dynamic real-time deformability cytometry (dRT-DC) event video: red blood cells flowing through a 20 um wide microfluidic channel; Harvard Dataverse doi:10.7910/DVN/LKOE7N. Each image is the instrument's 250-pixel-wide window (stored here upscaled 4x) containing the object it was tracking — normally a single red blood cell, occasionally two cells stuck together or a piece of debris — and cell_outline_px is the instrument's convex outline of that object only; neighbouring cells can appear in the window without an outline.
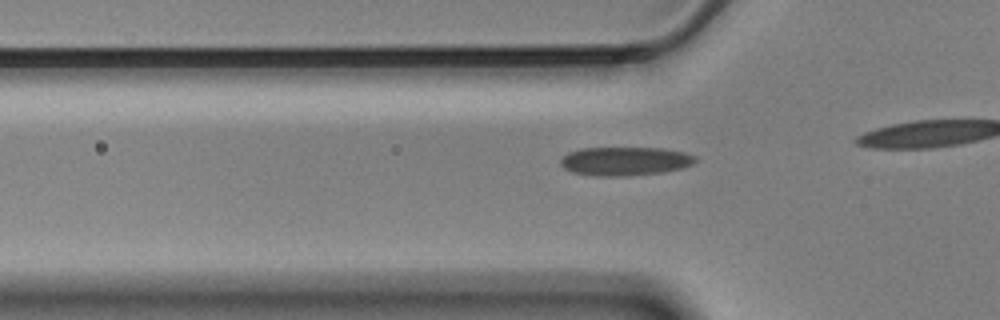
{"species": "Egyptian fruit bat (a non-hibernating species)", "species_latin": "Rousettus aegyptiacus", "temperature_condition": "cold", "stored_images_in_passage": 40, "camera_frame_rate_fps": 3000, "um_per_image_px": 0.085, "animal": {"sex": "male"}, "frame": {"image": 1, "passage_image": 14, "time_ms": 4.333, "image_size_px": [1000, 320], "cell_outline_px": [[696, 160], [692, 164], [680, 168], [664, 172], [628, 176], [596, 176], [572, 172], [564, 168], [560, 164], [560, 160], [568, 152], [580, 148], [664, 148], [684, 152], [696, 156]], "centroid_in_image_um": [53.11, 13.7], "position_along_channel_um": 72.7, "area_um2": 22.6}}
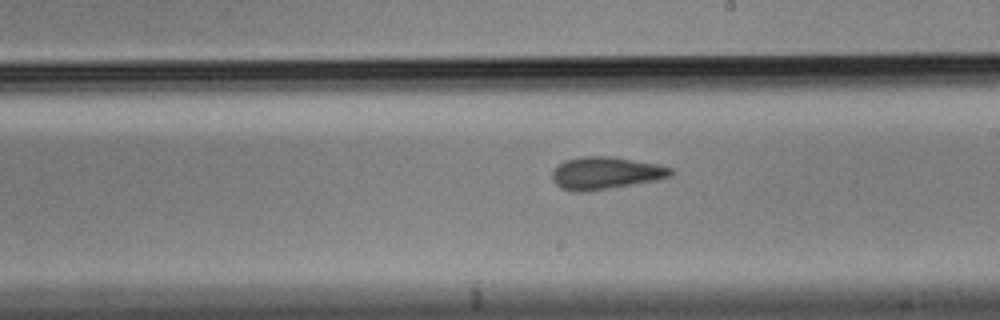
{"frame": {"image": 2, "passage_image": 28, "time_ms": 9.0, "image_size_px": [1000, 320], "cell_outline_px": [[672, 176], [656, 180], [584, 192], [576, 192], [560, 188], [552, 180], [552, 172], [564, 160], [580, 156], [612, 156], [656, 164], [672, 168]], "centroid_in_image_um": [51.45, 14.7], "position_along_channel_um": 237.6, "area_um2": 22.25}}
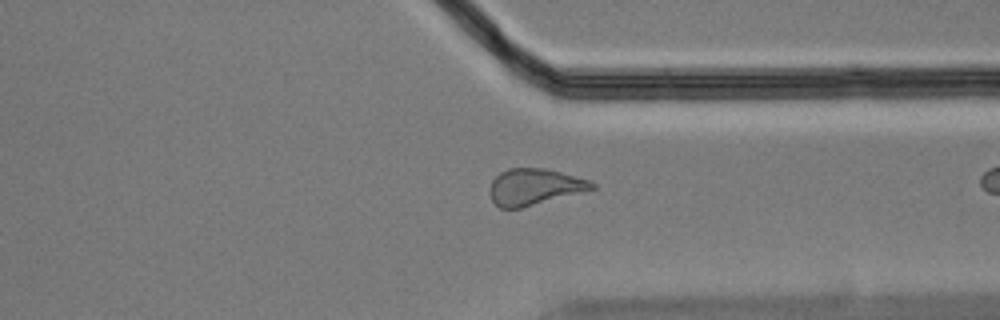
{"frame": {"image": 3, "passage_image": 39, "time_ms": 12.667, "image_size_px": [1000, 320], "cell_outline_px": [[596, 188], [520, 208], [500, 208], [492, 200], [488, 192], [488, 188], [492, 180], [500, 172], [508, 168], [544, 168], [592, 180], [596, 184]], "centroid_in_image_um": [45.4, 15.87], "position_along_channel_um": 366.0, "area_um2": 21.62}}